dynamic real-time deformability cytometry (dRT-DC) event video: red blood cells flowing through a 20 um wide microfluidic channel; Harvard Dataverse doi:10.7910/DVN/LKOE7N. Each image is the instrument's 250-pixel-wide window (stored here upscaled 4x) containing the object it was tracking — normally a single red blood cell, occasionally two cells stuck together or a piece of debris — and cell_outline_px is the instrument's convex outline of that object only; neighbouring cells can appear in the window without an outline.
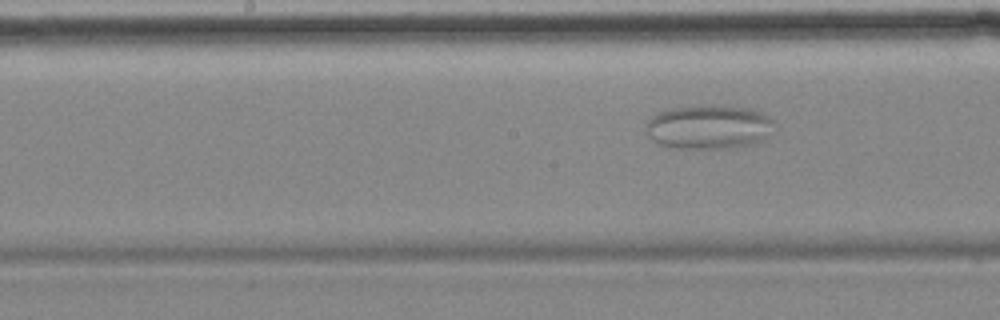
{"species": "common noctule bat (a hibernating species)", "species_latin": "Nyctalus noctula", "temperature_condition": "cold", "stored_images_in_passage": 8, "segment_of_instrument_passage": [2, 2], "camera_frame_rate_fps": 3000, "um_per_image_px": 0.085, "animal": {"sex": "female", "body_mass_g": 18.4}, "frame": {"image": 1, "passage_image": 8, "time_ms": 9.0, "image_size_px": [1000, 320], "cell_outline_px": [[776, 124], [768, 136], [764, 140], [752, 144], [728, 148], [672, 148], [660, 144], [652, 140], [648, 136], [644, 128], [644, 124], [652, 116], [660, 112], [672, 108], [700, 104], [748, 108], [760, 112], [768, 116]], "centroid_in_image_um": [60.23, 10.79], "position_along_channel_um": 188.0, "area_um2": 33.35}}